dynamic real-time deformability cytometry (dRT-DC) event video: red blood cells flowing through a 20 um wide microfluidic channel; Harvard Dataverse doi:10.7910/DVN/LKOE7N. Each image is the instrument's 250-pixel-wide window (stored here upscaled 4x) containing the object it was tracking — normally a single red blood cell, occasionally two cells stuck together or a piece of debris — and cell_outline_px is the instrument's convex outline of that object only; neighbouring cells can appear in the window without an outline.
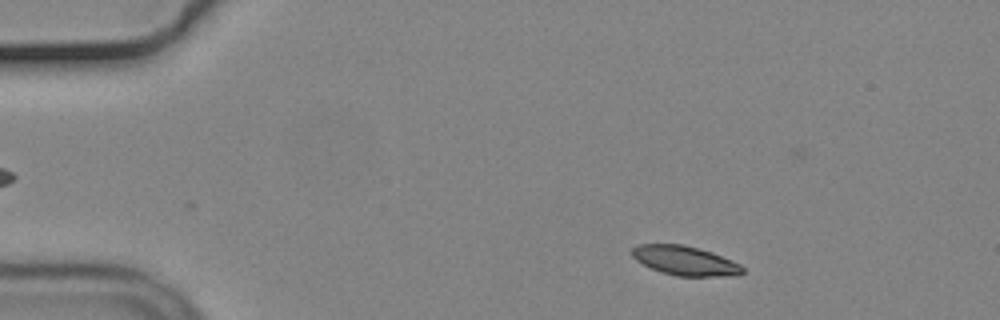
{"species": "common noctule bat (a hibernating species)", "species_latin": "Nyctalus noctula", "temperature_condition": "cold", "stored_images_in_passage": 53, "camera_frame_rate_fps": 3000, "um_per_image_px": 0.085, "animal": {"sex": "male", "body_mass_g": 19.2, "forearm_length_mm": 51.8}, "frame": {"image": 1, "passage_image": 6, "time_ms": 1.667, "image_size_px": [1000, 320], "cell_outline_px": [[744, 272], [736, 276], [676, 276], [660, 272], [636, 260], [632, 256], [632, 248], [636, 244], [684, 244], [712, 252], [732, 260], [740, 264], [744, 268]], "centroid_in_image_um": [58.24, 22.15], "position_along_channel_um": 26.8, "area_um2": 19.02}}
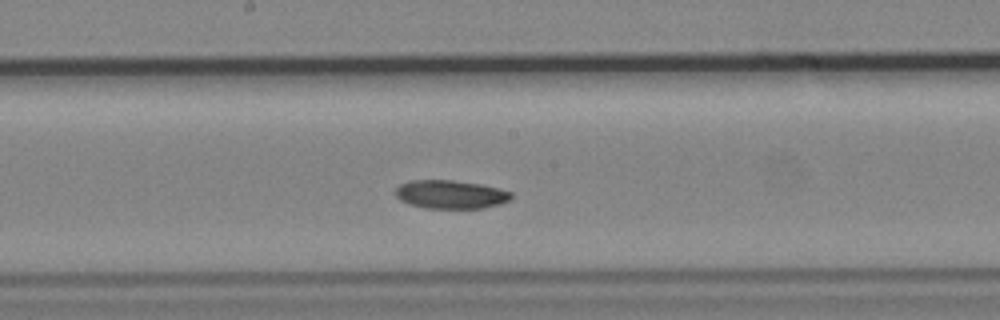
{"frame": {"image": 2, "passage_image": 27, "time_ms": 8.667, "image_size_px": [1000, 320], "cell_outline_px": [[512, 200], [500, 204], [484, 208], [428, 208], [412, 204], [400, 200], [396, 196], [396, 188], [400, 184], [408, 180], [452, 180], [480, 184], [500, 188], [512, 192]], "centroid_in_image_um": [38.35, 16.52], "position_along_channel_um": 209.9, "area_um2": 19.25}}
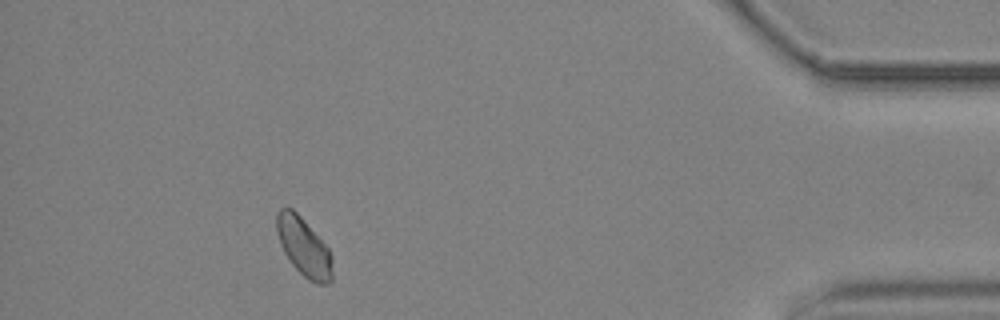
{"frame": {"image": 3, "passage_image": 48, "time_ms": 15.667, "image_size_px": [1000, 320], "cell_outline_px": [[332, 284], [316, 284], [308, 280], [292, 264], [284, 252], [280, 244], [276, 232], [276, 212], [280, 208], [292, 208], [300, 216], [328, 248], [332, 256]], "centroid_in_image_um": [25.82, 21.01], "position_along_channel_um": 409.4, "area_um2": 18.96}}